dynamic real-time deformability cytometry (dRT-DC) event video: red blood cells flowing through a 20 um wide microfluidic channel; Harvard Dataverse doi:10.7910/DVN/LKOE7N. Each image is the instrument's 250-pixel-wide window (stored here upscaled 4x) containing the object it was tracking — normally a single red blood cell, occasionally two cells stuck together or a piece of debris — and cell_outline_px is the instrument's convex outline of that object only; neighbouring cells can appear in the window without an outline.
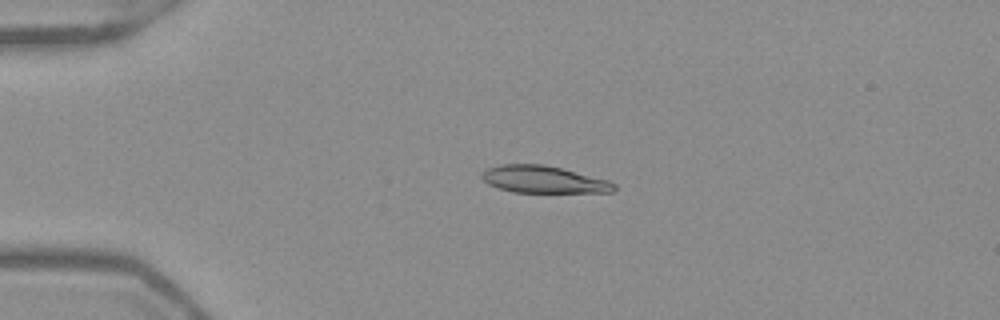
{"species": "Egyptian fruit bat (a non-hibernating species)", "species_latin": "Rousettus aegyptiacus", "temperature_condition": "warm", "stored_images_in_passage": 43, "camera_frame_rate_fps": 3000, "um_per_image_px": 0.085, "frame": {"image": 1, "passage_image": 3, "time_ms": 0.667, "image_size_px": [1000, 320], "cell_outline_px": [[616, 188], [612, 192], [512, 192], [488, 184], [480, 176], [480, 172], [488, 168], [500, 164], [544, 164], [608, 180], [616, 184]], "centroid_in_image_um": [46.17, 15.25], "position_along_channel_um": 38.8, "area_um2": 20.81}}
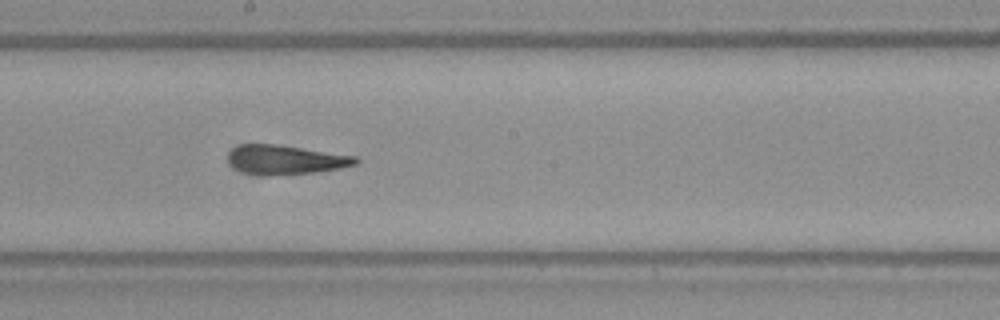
{"frame": {"image": 2, "passage_image": 20, "time_ms": 6.333, "image_size_px": [1000, 320], "cell_outline_px": [[360, 160], [356, 164], [340, 168], [312, 172], [244, 172], [228, 164], [228, 152], [232, 148], [240, 144], [280, 144], [356, 156]], "centroid_in_image_um": [24.29, 13.51], "position_along_channel_um": 223.9, "area_um2": 20.87}}
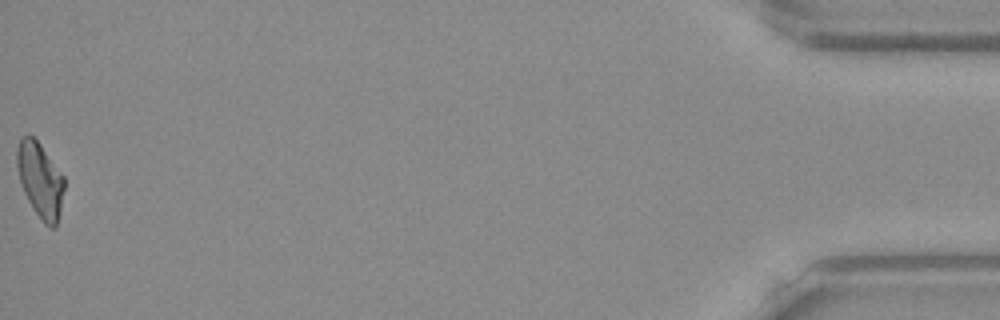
{"frame": {"image": 3, "passage_image": 43, "time_ms": 14.0, "image_size_px": [1000, 320], "cell_outline_px": [[64, 188], [60, 212], [56, 228], [48, 228], [44, 224], [32, 208], [20, 184], [16, 164], [16, 148], [20, 140], [28, 132], [40, 144], [64, 176]], "centroid_in_image_um": [3.4, 15.32], "position_along_channel_um": 431.8, "area_um2": 20.87}, "authors_computed_cell_mechanics": {"area_um2": 21.2704, "velocity_mm_per_s": 3.9404, "shape_relaxation_time_tau1_ms": null, "shape_relaxation_time_tau2_ms": 2.3377, "deformation_change_tau1": null, "deformation_change_tau2": 0.0856}}